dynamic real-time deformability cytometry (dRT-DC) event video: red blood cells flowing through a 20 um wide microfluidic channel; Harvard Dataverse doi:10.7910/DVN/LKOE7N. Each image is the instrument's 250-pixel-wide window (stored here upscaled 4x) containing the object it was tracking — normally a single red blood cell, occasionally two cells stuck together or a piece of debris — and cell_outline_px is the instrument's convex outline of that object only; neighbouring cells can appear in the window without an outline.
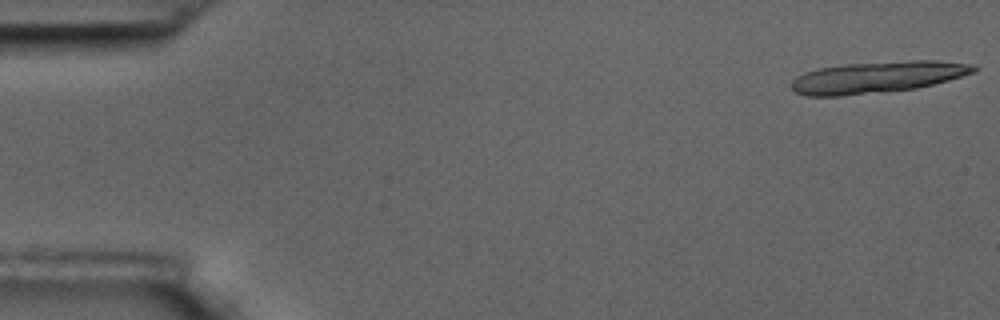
{"species": "common noctule bat (a hibernating species)", "species_latin": "Nyctalus noctula", "temperature_condition": "room temperature", "stored_images_in_passage": 19, "camera_frame_rate_fps": 3000, "um_per_image_px": 0.085, "animal": {"sex": "male", "body_mass_g": 17.5, "forearm_length_mm": 52.3}, "frame": {"image": 1, "passage_image": 1, "time_ms": 0.0, "image_size_px": [1000, 320], "cell_outline_px": [[980, 68], [976, 72], [948, 80], [916, 88], [840, 96], [808, 96], [796, 92], [792, 88], [792, 80], [796, 76], [804, 72], [820, 68], [844, 64], [912, 60], [936, 60], [972, 64]], "centroid_in_image_um": [74.59, 6.55], "position_along_channel_um": 10.4, "area_um2": 33.41}}